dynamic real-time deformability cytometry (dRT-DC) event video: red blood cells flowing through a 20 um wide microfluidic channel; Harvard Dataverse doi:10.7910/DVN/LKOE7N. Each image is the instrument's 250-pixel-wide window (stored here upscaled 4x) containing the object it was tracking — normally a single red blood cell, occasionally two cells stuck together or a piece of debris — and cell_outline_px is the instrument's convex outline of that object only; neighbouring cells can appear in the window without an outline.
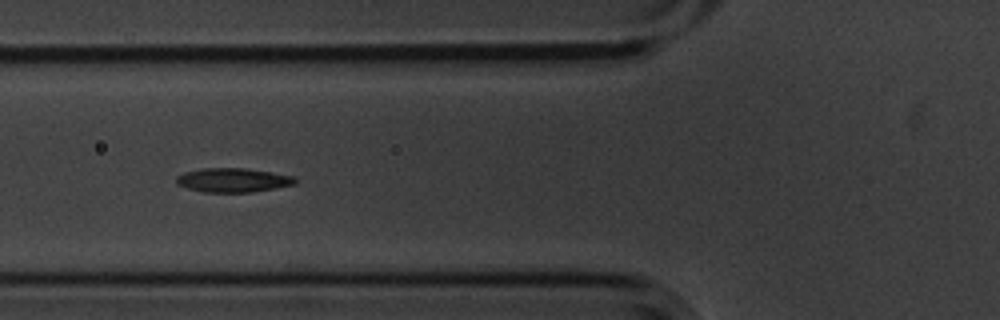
{"species": "common noctule bat (a hibernating species)", "species_latin": "Nyctalus noctula", "temperature_condition": "cold", "stored_images_in_passage": 14, "segment_of_instrument_passage": [1, 2], "camera_frame_rate_fps": 3000, "um_per_image_px": 0.085, "animal": {"sex": "male", "body_mass_g": 20.1, "forearm_length_mm": 53.5}, "frame": {"image": 1, "passage_image": 4, "time_ms": 1.0, "image_size_px": [1000, 320], "cell_outline_px": [[296, 184], [276, 188], [252, 192], [204, 192], [188, 188], [176, 184], [176, 176], [184, 172], [204, 168], [244, 168], [272, 172], [296, 176]], "centroid_in_image_um": [19.82, 15.31], "position_along_channel_um": 106.0, "area_um2": 16.76}}
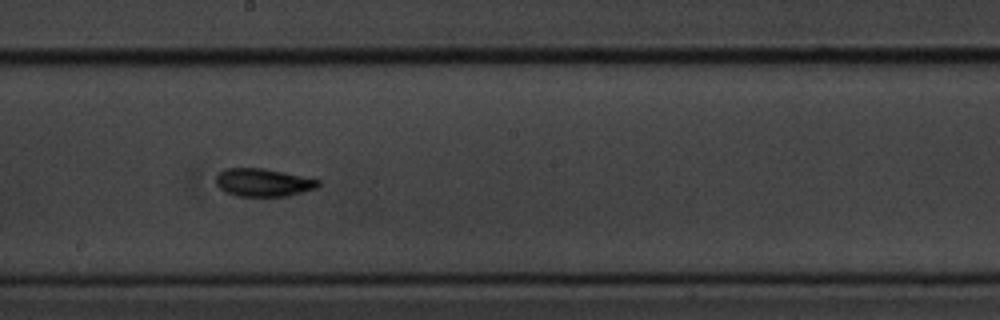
{"frame": {"image": 2, "passage_image": 7, "time_ms": 2.0, "image_size_px": [1000, 320], "cell_outline_px": [[320, 184], [316, 188], [288, 196], [236, 196], [224, 192], [216, 184], [216, 176], [224, 168], [264, 168], [320, 180]], "centroid_in_image_um": [22.34, 15.51], "position_along_channel_um": 225.9, "area_um2": 16.65}}
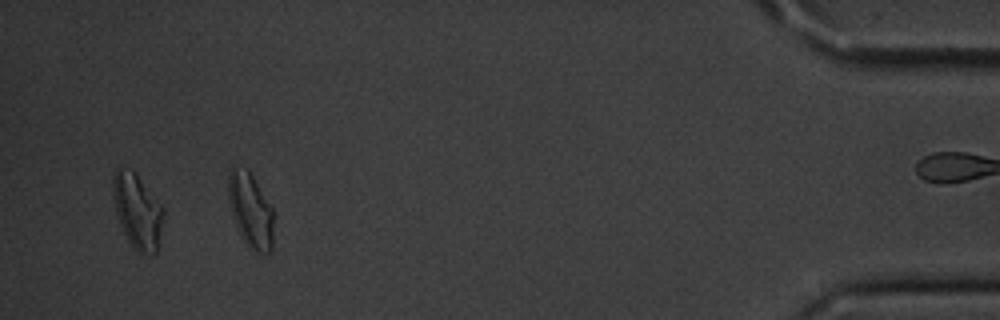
{"frame": {"image": 3, "passage_image": 12, "time_ms": 3.667, "image_size_px": [1000, 320], "cell_outline_px": [[164, 216], [156, 252], [144, 256], [140, 256], [132, 248], [120, 224], [116, 212], [112, 196], [112, 176], [116, 168], [132, 168], [164, 208]], "centroid_in_image_um": [11.66, 17.94], "position_along_channel_um": 423.5, "area_um2": 22.31}}